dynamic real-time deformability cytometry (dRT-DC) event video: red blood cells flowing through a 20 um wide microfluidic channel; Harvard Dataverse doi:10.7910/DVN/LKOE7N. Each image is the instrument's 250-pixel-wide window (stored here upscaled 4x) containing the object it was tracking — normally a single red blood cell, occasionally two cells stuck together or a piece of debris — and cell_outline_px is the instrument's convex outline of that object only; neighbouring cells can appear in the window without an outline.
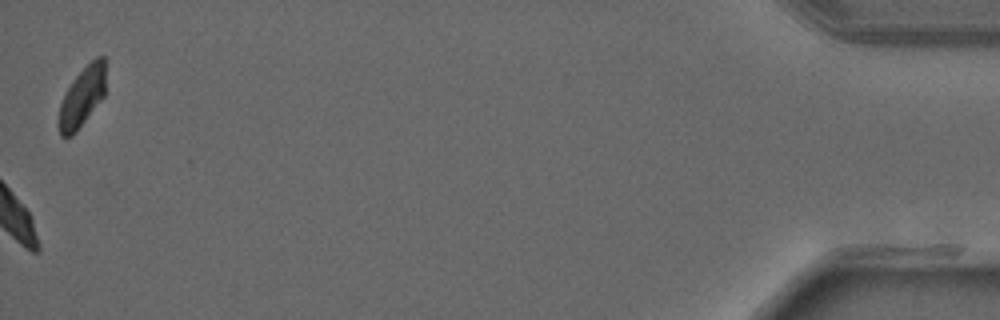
{"species": "common noctule bat (a hibernating species)", "species_latin": "Nyctalus noctula", "temperature_condition": "warm", "stored_images_in_passage": 35, "camera_frame_rate_fps": 3000, "um_per_image_px": 0.085, "animal": {"sex": "male", "forearm_length_mm": 52.5}, "frame": {"image": 1, "passage_image": 35, "time_ms": 11.333, "image_size_px": [1000, 320], "cell_outline_px": [[104, 96], [76, 132], [72, 136], [60, 136], [56, 124], [56, 120], [60, 104], [64, 92], [72, 80], [96, 56], [104, 56]], "centroid_in_image_um": [6.91, 8.29], "position_along_channel_um": 428.3, "area_um2": 16.42}}